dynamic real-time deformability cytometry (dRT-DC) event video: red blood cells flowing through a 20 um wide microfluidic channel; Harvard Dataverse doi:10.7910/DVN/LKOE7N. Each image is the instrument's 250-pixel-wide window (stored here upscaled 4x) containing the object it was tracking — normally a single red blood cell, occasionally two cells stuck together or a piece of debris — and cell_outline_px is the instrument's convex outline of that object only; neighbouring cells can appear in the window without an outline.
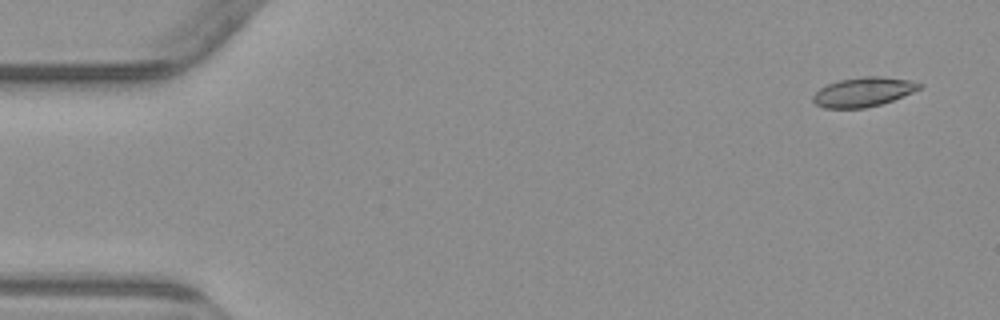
{"species": "common noctule bat (a hibernating species)", "species_latin": "Nyctalus noctula", "temperature_condition": "warm", "stored_images_in_passage": 4, "camera_frame_rate_fps": 3000, "um_per_image_px": 0.085, "animal": {"sex": "male", "body_mass_g": 23.1, "forearm_length_mm": 52.7}, "frame": {"image": 1, "passage_image": 1, "time_ms": 0.0, "image_size_px": [1000, 320], "cell_outline_px": [[924, 84], [920, 88], [912, 92], [892, 100], [880, 104], [864, 108], [824, 108], [816, 104], [812, 100], [812, 96], [820, 88], [828, 84], [840, 80], [864, 76], [880, 76], [908, 80]], "centroid_in_image_um": [73.36, 7.81], "position_along_channel_um": 11.6, "area_um2": 17.98}}
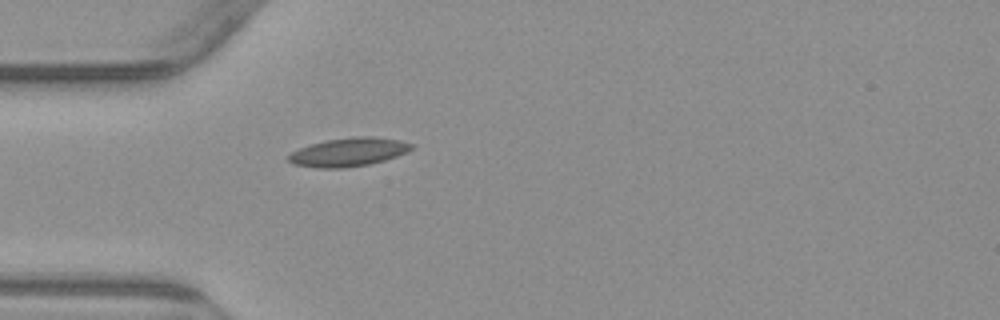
{"frame": {"image": 2, "passage_image": 4, "time_ms": 4.333, "image_size_px": [1000, 320], "cell_outline_px": [[416, 144], [412, 148], [396, 156], [384, 160], [368, 164], [344, 168], [316, 168], [292, 164], [288, 160], [288, 156], [292, 152], [300, 148], [324, 140], [352, 136], [376, 136], [400, 140]], "centroid_in_image_um": [29.63, 12.91], "position_along_channel_um": 55.4, "area_um2": 20.52}}